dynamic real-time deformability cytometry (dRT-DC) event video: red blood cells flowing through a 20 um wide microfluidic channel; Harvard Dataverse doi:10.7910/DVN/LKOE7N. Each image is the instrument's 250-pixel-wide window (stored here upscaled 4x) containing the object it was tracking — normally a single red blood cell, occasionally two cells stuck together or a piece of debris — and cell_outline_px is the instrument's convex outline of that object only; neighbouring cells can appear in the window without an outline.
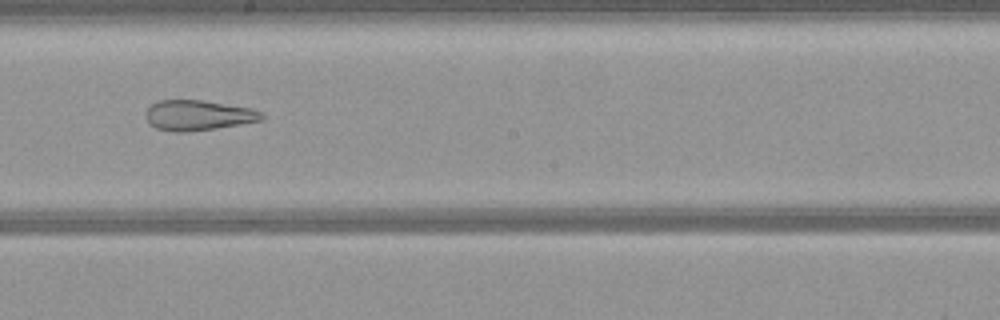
{"species": "common noctule bat (a hibernating species)", "species_latin": "Nyctalus noctula", "temperature_condition": "warm", "stored_images_in_passage": 42, "camera_frame_rate_fps": 3000, "um_per_image_px": 0.085, "animal": {"sex": "female", "body_mass_g": 21.9}, "frame": {"image": 1, "passage_image": 19, "time_ms": 6.0, "image_size_px": [1000, 320], "cell_outline_px": [[264, 120], [216, 128], [184, 132], [172, 132], [156, 128], [148, 124], [144, 116], [144, 112], [152, 104], [160, 100], [200, 100], [252, 108], [264, 112]], "centroid_in_image_um": [16.83, 9.8], "position_along_channel_um": 231.4, "area_um2": 20.63}}
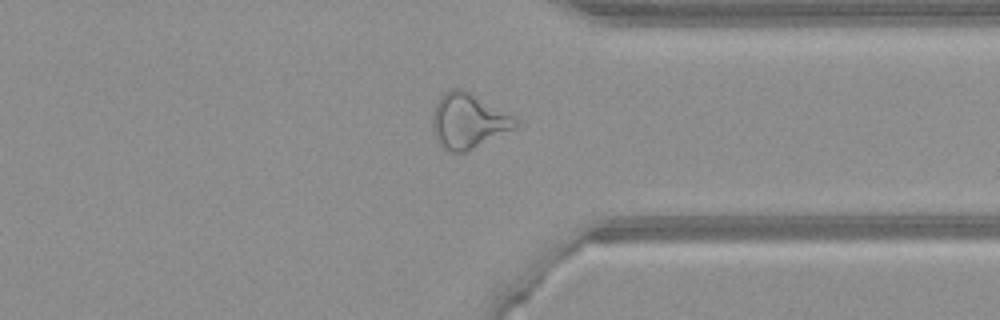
{"frame": {"image": 2, "passage_image": 30, "time_ms": 9.667, "image_size_px": [1000, 320], "cell_outline_px": [[520, 124], [464, 152], [448, 152], [436, 140], [432, 132], [432, 112], [440, 96], [448, 88], [464, 88], [516, 116], [520, 120]], "centroid_in_image_um": [39.78, 10.23], "position_along_channel_um": 371.6, "area_um2": 26.76}}